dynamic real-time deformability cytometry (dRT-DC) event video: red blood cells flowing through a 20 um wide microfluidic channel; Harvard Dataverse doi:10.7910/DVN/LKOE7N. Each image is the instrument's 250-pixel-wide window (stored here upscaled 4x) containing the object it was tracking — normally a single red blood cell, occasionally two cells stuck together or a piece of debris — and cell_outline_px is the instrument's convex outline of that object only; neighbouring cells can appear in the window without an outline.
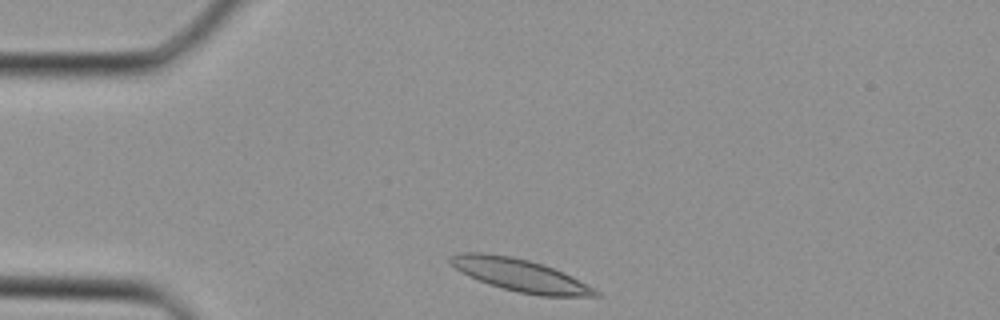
{"species": "Egyptian fruit bat (a non-hibernating species)", "species_latin": "Rousettus aegyptiacus", "temperature_condition": "cold", "stored_images_in_passage": 30, "camera_frame_rate_fps": 3000, "um_per_image_px": 0.085, "animal": {"sex": "female"}, "frame": {"image": 1, "passage_image": 1, "time_ms": 0.0, "image_size_px": [1000, 320], "cell_outline_px": [[600, 296], [540, 296], [520, 292], [488, 284], [468, 276], [460, 272], [448, 260], [448, 256], [464, 252], [480, 252], [508, 256], [528, 260], [552, 268], [600, 292]], "centroid_in_image_um": [44.11, 23.38], "position_along_channel_um": 40.9, "area_um2": 26.7}}
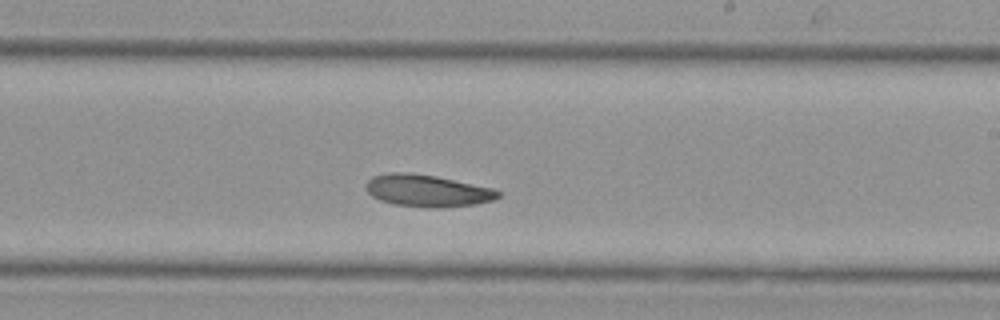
{"frame": {"image": 2, "passage_image": 15, "time_ms": 4.667, "image_size_px": [1000, 320], "cell_outline_px": [[500, 196], [492, 200], [476, 204], [436, 208], [392, 204], [380, 200], [372, 196], [368, 192], [364, 184], [372, 176], [388, 172], [408, 172], [436, 176], [492, 188], [500, 192]], "centroid_in_image_um": [36.27, 16.2], "position_along_channel_um": 252.7, "area_um2": 24.62}}
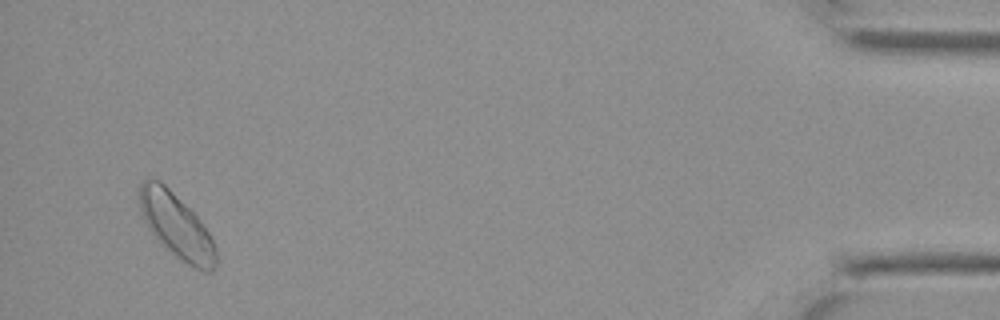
{"frame": {"image": 3, "passage_image": 29, "time_ms": 9.333, "image_size_px": [1000, 320], "cell_outline_px": [[216, 268], [212, 272], [204, 272], [188, 264], [176, 256], [148, 228], [140, 208], [140, 184], [144, 180], [160, 180], [200, 220], [216, 244]], "centroid_in_image_um": [15.05, 19.23], "position_along_channel_um": 420.2, "area_um2": 27.92}}